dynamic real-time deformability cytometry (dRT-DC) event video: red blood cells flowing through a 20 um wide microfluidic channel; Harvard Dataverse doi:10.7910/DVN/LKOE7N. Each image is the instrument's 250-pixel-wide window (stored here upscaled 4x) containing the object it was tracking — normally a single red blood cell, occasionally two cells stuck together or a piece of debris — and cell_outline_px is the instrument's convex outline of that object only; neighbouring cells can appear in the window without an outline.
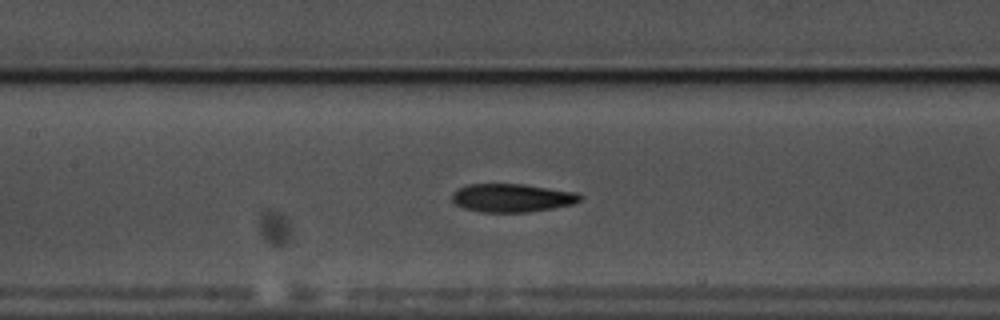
{"species": "common noctule bat (a hibernating species)", "species_latin": "Nyctalus noctula", "temperature_condition": "warm", "stored_images_in_passage": 34, "camera_frame_rate_fps": 3000, "um_per_image_px": 0.085, "animal": {"sex": "male", "body_mass_g": 17.5, "forearm_length_mm": 52.3}, "frame": {"image": 1, "passage_image": 10, "time_ms": 3.0, "image_size_px": [1000, 320], "cell_outline_px": [[584, 196], [580, 200], [572, 204], [552, 208], [528, 212], [480, 212], [464, 208], [456, 204], [452, 200], [452, 192], [456, 188], [468, 184], [524, 184], [576, 192]], "centroid_in_image_um": [43.49, 16.81], "position_along_channel_um": 163.9, "area_um2": 21.21}}
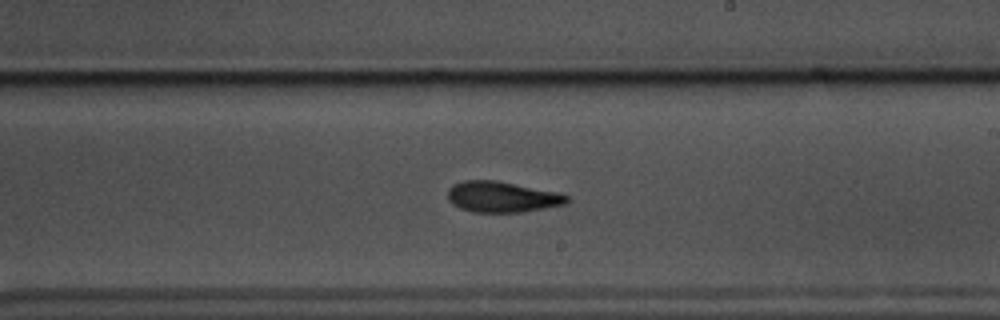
{"frame": {"image": 2, "passage_image": 17, "time_ms": 5.333, "image_size_px": [1000, 320], "cell_outline_px": [[568, 200], [564, 204], [544, 208], [520, 212], [472, 212], [460, 208], [452, 204], [448, 200], [448, 188], [452, 184], [464, 180], [496, 180], [560, 192], [568, 196]], "centroid_in_image_um": [42.64, 16.72], "position_along_channel_um": 246.4, "area_um2": 21.5}}
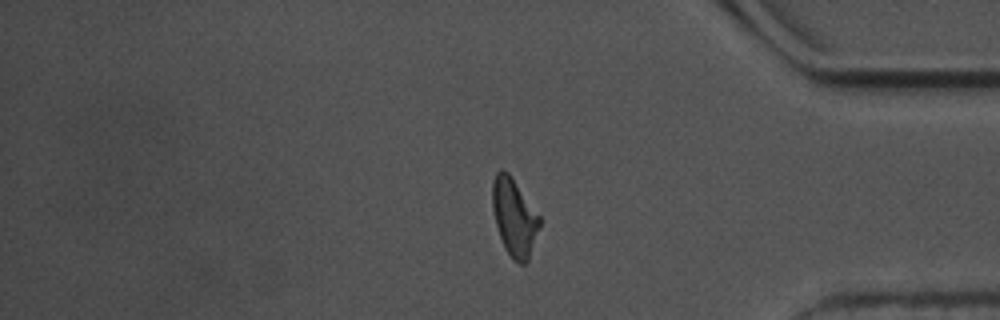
{"frame": {"image": 3, "passage_image": 31, "time_ms": 10.0, "image_size_px": [1000, 320], "cell_outline_px": [[540, 224], [528, 260], [524, 264], [520, 264], [512, 260], [500, 236], [496, 224], [492, 208], [492, 180], [496, 172], [500, 168], [504, 168], [508, 172], [540, 216]], "centroid_in_image_um": [43.69, 18.43], "position_along_channel_um": 391.5, "area_um2": 21.1}}